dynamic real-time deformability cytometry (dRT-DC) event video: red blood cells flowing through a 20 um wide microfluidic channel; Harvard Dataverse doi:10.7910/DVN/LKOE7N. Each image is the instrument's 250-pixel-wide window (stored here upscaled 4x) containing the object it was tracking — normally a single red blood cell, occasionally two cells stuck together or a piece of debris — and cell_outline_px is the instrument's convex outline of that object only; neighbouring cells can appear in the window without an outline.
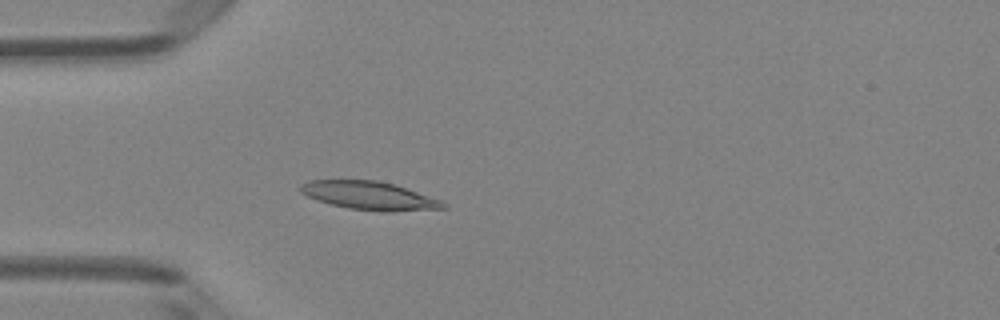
{"species": "Egyptian fruit bat (a non-hibernating species)", "species_latin": "Rousettus aegyptiacus", "temperature_condition": "room temperature", "stored_images_in_passage": 42, "camera_frame_rate_fps": 3000, "um_per_image_px": 0.085, "animal": {"sex": "female"}, "frame": {"image": 1, "passage_image": 7, "time_ms": 2.0, "image_size_px": [1000, 320], "cell_outline_px": [[448, 208], [392, 212], [388, 212], [348, 208], [332, 204], [308, 196], [300, 192], [300, 184], [312, 180], [376, 180], [396, 184], [440, 200], [448, 204]], "centroid_in_image_um": [31.45, 16.63], "position_along_channel_um": 53.5, "area_um2": 23.47}}
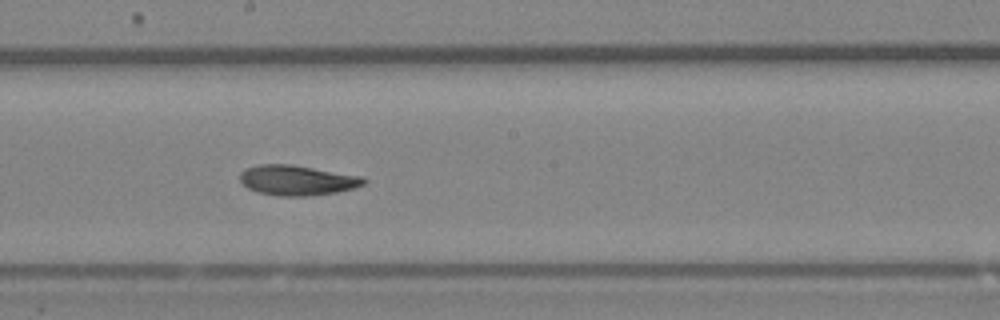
{"frame": {"image": 2, "passage_image": 20, "time_ms": 6.333, "image_size_px": [1000, 320], "cell_outline_px": [[368, 180], [364, 184], [352, 188], [336, 192], [312, 196], [280, 196], [260, 192], [248, 188], [240, 180], [240, 172], [244, 168], [260, 164], [292, 164], [364, 176]], "centroid_in_image_um": [25.28, 15.31], "position_along_channel_um": 222.9, "area_um2": 21.85}}
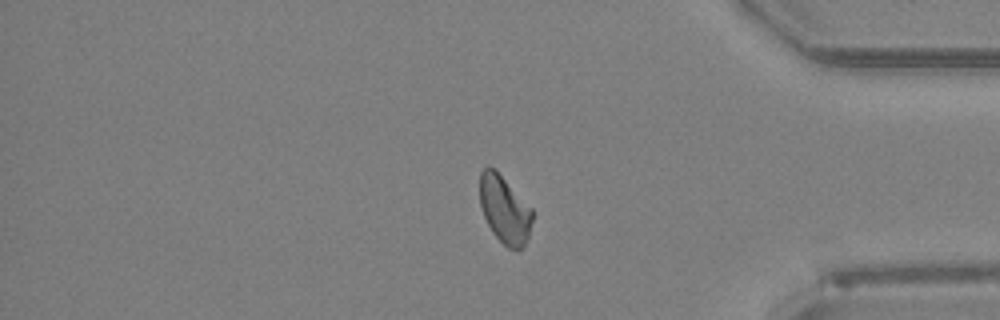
{"frame": {"image": 3, "passage_image": 34, "time_ms": 11.0, "image_size_px": [1000, 320], "cell_outline_px": [[532, 220], [528, 236], [524, 248], [516, 252], [508, 248], [492, 232], [484, 216], [480, 204], [480, 172], [488, 164], [496, 168], [532, 208]], "centroid_in_image_um": [42.89, 17.79], "position_along_channel_um": 392.3, "area_um2": 21.04}, "authors_computed_cell_mechanics": {"area_um2": 21.4438, "velocity_mm_per_s": 4.1057, "shape_relaxation_time_tau1_ms": 5.9899, "shape_relaxation_time_tau2_ms": 4.0743, "deformation_change_tau1": 0.1863, "deformation_change_tau2": 0.1063}}